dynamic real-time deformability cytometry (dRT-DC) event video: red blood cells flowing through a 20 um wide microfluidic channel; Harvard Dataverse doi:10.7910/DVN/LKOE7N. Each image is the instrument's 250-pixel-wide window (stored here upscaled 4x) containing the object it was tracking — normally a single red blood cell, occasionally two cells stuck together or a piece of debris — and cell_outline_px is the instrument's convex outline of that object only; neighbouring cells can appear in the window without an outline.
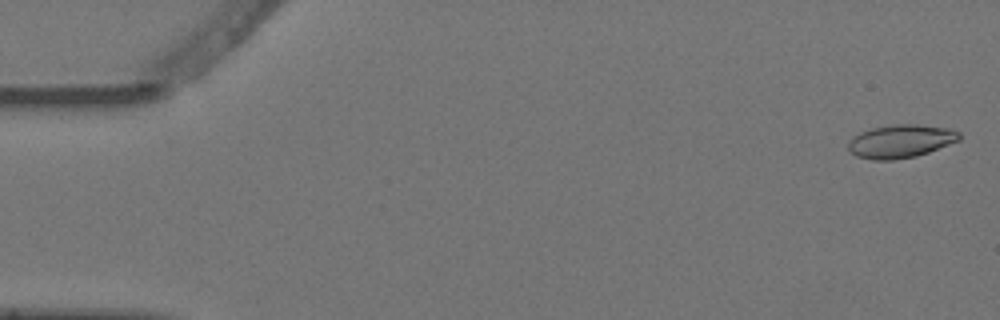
{"species": "Egyptian fruit bat (a non-hibernating species)", "species_latin": "Rousettus aegyptiacus", "temperature_condition": "warm", "stored_images_in_passage": 5, "camera_frame_rate_fps": 3000, "um_per_image_px": 0.085, "animal": {"sex": "female"}, "frame": {"image": 1, "passage_image": 1, "time_ms": 0.0, "image_size_px": [1000, 320], "cell_outline_px": [[960, 140], [928, 152], [916, 156], [892, 160], [872, 160], [856, 156], [848, 148], [848, 140], [852, 136], [860, 132], [872, 128], [896, 124], [916, 124], [952, 128], [960, 132]], "centroid_in_image_um": [76.56, 12.0], "position_along_channel_um": 8.4, "area_um2": 21.62}}